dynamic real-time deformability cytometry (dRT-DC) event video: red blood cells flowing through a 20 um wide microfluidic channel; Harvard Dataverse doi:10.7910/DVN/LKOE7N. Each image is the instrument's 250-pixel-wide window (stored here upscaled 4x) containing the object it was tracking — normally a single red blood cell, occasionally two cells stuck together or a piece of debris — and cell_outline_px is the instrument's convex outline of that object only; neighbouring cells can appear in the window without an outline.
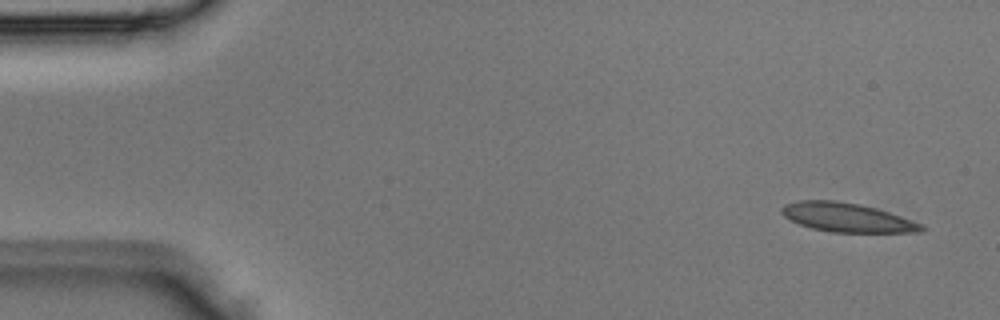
{"species": "Egyptian fruit bat (a non-hibernating species)", "species_latin": "Rousettus aegyptiacus", "temperature_condition": "room temperature", "stored_images_in_passage": 4, "camera_frame_rate_fps": 3000, "um_per_image_px": 0.085, "animal": {"sex": "male"}, "frame": {"image": 1, "passage_image": 1, "time_ms": 0.0, "image_size_px": [1000, 320], "cell_outline_px": [[928, 228], [924, 232], [832, 232], [812, 228], [800, 224], [784, 216], [780, 212], [780, 208], [784, 204], [796, 200], [836, 200], [876, 208], [924, 224]], "centroid_in_image_um": [72.01, 18.48], "position_along_channel_um": 13.0, "area_um2": 23.64}}
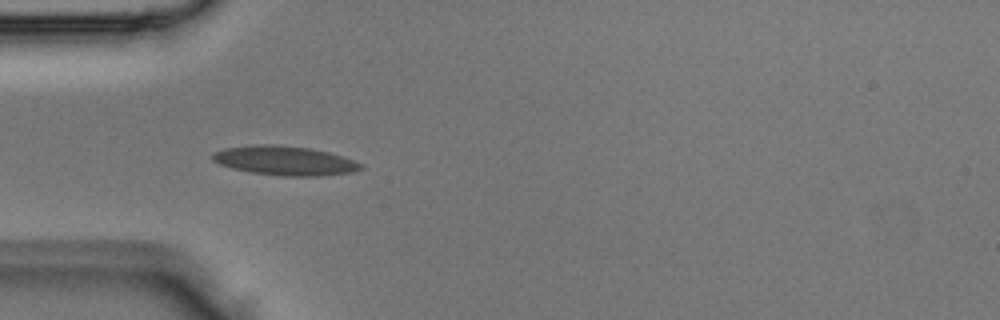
{"frame": {"image": 2, "passage_image": 4, "time_ms": 1.0, "image_size_px": [1000, 320], "cell_outline_px": [[364, 168], [352, 172], [320, 176], [284, 176], [252, 172], [232, 168], [220, 164], [212, 160], [212, 152], [224, 148], [252, 144], [272, 144], [308, 148], [328, 152], [364, 164]], "centroid_in_image_um": [24.18, 13.65], "position_along_channel_um": 60.8, "area_um2": 25.2}}